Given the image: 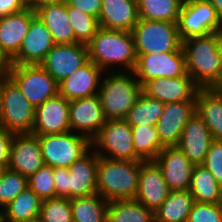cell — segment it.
<instances>
[{
	"label": "cell",
	"instance_id": "obj_31",
	"mask_svg": "<svg viewBox=\"0 0 222 222\" xmlns=\"http://www.w3.org/2000/svg\"><path fill=\"white\" fill-rule=\"evenodd\" d=\"M107 222H155L154 211L136 199L109 201Z\"/></svg>",
	"mask_w": 222,
	"mask_h": 222
},
{
	"label": "cell",
	"instance_id": "obj_2",
	"mask_svg": "<svg viewBox=\"0 0 222 222\" xmlns=\"http://www.w3.org/2000/svg\"><path fill=\"white\" fill-rule=\"evenodd\" d=\"M87 48L89 60L105 72L116 71V64L120 67L122 65L125 71H133L135 68L137 54L130 31L100 27L87 43Z\"/></svg>",
	"mask_w": 222,
	"mask_h": 222
},
{
	"label": "cell",
	"instance_id": "obj_17",
	"mask_svg": "<svg viewBox=\"0 0 222 222\" xmlns=\"http://www.w3.org/2000/svg\"><path fill=\"white\" fill-rule=\"evenodd\" d=\"M44 165L38 135L14 134L8 168L28 178Z\"/></svg>",
	"mask_w": 222,
	"mask_h": 222
},
{
	"label": "cell",
	"instance_id": "obj_35",
	"mask_svg": "<svg viewBox=\"0 0 222 222\" xmlns=\"http://www.w3.org/2000/svg\"><path fill=\"white\" fill-rule=\"evenodd\" d=\"M135 154L143 161L155 160L165 147L158 136L156 126H131Z\"/></svg>",
	"mask_w": 222,
	"mask_h": 222
},
{
	"label": "cell",
	"instance_id": "obj_46",
	"mask_svg": "<svg viewBox=\"0 0 222 222\" xmlns=\"http://www.w3.org/2000/svg\"><path fill=\"white\" fill-rule=\"evenodd\" d=\"M59 2H66V0H27V5H28V8H31L32 10H36L43 5L59 3Z\"/></svg>",
	"mask_w": 222,
	"mask_h": 222
},
{
	"label": "cell",
	"instance_id": "obj_7",
	"mask_svg": "<svg viewBox=\"0 0 222 222\" xmlns=\"http://www.w3.org/2000/svg\"><path fill=\"white\" fill-rule=\"evenodd\" d=\"M8 76L35 108L59 94L58 82L40 64H11Z\"/></svg>",
	"mask_w": 222,
	"mask_h": 222
},
{
	"label": "cell",
	"instance_id": "obj_33",
	"mask_svg": "<svg viewBox=\"0 0 222 222\" xmlns=\"http://www.w3.org/2000/svg\"><path fill=\"white\" fill-rule=\"evenodd\" d=\"M139 18L178 22L184 0H136Z\"/></svg>",
	"mask_w": 222,
	"mask_h": 222
},
{
	"label": "cell",
	"instance_id": "obj_32",
	"mask_svg": "<svg viewBox=\"0 0 222 222\" xmlns=\"http://www.w3.org/2000/svg\"><path fill=\"white\" fill-rule=\"evenodd\" d=\"M73 222H107L108 201L98 193L70 199Z\"/></svg>",
	"mask_w": 222,
	"mask_h": 222
},
{
	"label": "cell",
	"instance_id": "obj_40",
	"mask_svg": "<svg viewBox=\"0 0 222 222\" xmlns=\"http://www.w3.org/2000/svg\"><path fill=\"white\" fill-rule=\"evenodd\" d=\"M187 222H222V203L207 204L195 202Z\"/></svg>",
	"mask_w": 222,
	"mask_h": 222
},
{
	"label": "cell",
	"instance_id": "obj_39",
	"mask_svg": "<svg viewBox=\"0 0 222 222\" xmlns=\"http://www.w3.org/2000/svg\"><path fill=\"white\" fill-rule=\"evenodd\" d=\"M53 171L54 167L45 164L28 177V187L42 200L56 197Z\"/></svg>",
	"mask_w": 222,
	"mask_h": 222
},
{
	"label": "cell",
	"instance_id": "obj_42",
	"mask_svg": "<svg viewBox=\"0 0 222 222\" xmlns=\"http://www.w3.org/2000/svg\"><path fill=\"white\" fill-rule=\"evenodd\" d=\"M14 133L0 126V167H9L10 149Z\"/></svg>",
	"mask_w": 222,
	"mask_h": 222
},
{
	"label": "cell",
	"instance_id": "obj_51",
	"mask_svg": "<svg viewBox=\"0 0 222 222\" xmlns=\"http://www.w3.org/2000/svg\"><path fill=\"white\" fill-rule=\"evenodd\" d=\"M219 49H220L221 58H222V31L220 32V43H219Z\"/></svg>",
	"mask_w": 222,
	"mask_h": 222
},
{
	"label": "cell",
	"instance_id": "obj_26",
	"mask_svg": "<svg viewBox=\"0 0 222 222\" xmlns=\"http://www.w3.org/2000/svg\"><path fill=\"white\" fill-rule=\"evenodd\" d=\"M196 114L206 124L213 140H222V89L199 88Z\"/></svg>",
	"mask_w": 222,
	"mask_h": 222
},
{
	"label": "cell",
	"instance_id": "obj_29",
	"mask_svg": "<svg viewBox=\"0 0 222 222\" xmlns=\"http://www.w3.org/2000/svg\"><path fill=\"white\" fill-rule=\"evenodd\" d=\"M189 191L197 203H222V187L202 164L194 166Z\"/></svg>",
	"mask_w": 222,
	"mask_h": 222
},
{
	"label": "cell",
	"instance_id": "obj_27",
	"mask_svg": "<svg viewBox=\"0 0 222 222\" xmlns=\"http://www.w3.org/2000/svg\"><path fill=\"white\" fill-rule=\"evenodd\" d=\"M50 31L55 44L77 43L73 28L69 22L66 2L46 4L35 10Z\"/></svg>",
	"mask_w": 222,
	"mask_h": 222
},
{
	"label": "cell",
	"instance_id": "obj_4",
	"mask_svg": "<svg viewBox=\"0 0 222 222\" xmlns=\"http://www.w3.org/2000/svg\"><path fill=\"white\" fill-rule=\"evenodd\" d=\"M109 71L98 91L105 118L125 119L129 110L134 106L143 86L139 83L133 71ZM120 71V72H119Z\"/></svg>",
	"mask_w": 222,
	"mask_h": 222
},
{
	"label": "cell",
	"instance_id": "obj_14",
	"mask_svg": "<svg viewBox=\"0 0 222 222\" xmlns=\"http://www.w3.org/2000/svg\"><path fill=\"white\" fill-rule=\"evenodd\" d=\"M69 104V100L58 94L36 107L32 133L42 136L71 131Z\"/></svg>",
	"mask_w": 222,
	"mask_h": 222
},
{
	"label": "cell",
	"instance_id": "obj_9",
	"mask_svg": "<svg viewBox=\"0 0 222 222\" xmlns=\"http://www.w3.org/2000/svg\"><path fill=\"white\" fill-rule=\"evenodd\" d=\"M38 140L44 163L54 168H68L91 148L86 137L72 131L38 136Z\"/></svg>",
	"mask_w": 222,
	"mask_h": 222
},
{
	"label": "cell",
	"instance_id": "obj_36",
	"mask_svg": "<svg viewBox=\"0 0 222 222\" xmlns=\"http://www.w3.org/2000/svg\"><path fill=\"white\" fill-rule=\"evenodd\" d=\"M69 22L73 28L75 39L79 43L87 44L100 28L99 20L84 11L66 3Z\"/></svg>",
	"mask_w": 222,
	"mask_h": 222
},
{
	"label": "cell",
	"instance_id": "obj_3",
	"mask_svg": "<svg viewBox=\"0 0 222 222\" xmlns=\"http://www.w3.org/2000/svg\"><path fill=\"white\" fill-rule=\"evenodd\" d=\"M142 161L100 157L97 164V193L105 200L135 199Z\"/></svg>",
	"mask_w": 222,
	"mask_h": 222
},
{
	"label": "cell",
	"instance_id": "obj_30",
	"mask_svg": "<svg viewBox=\"0 0 222 222\" xmlns=\"http://www.w3.org/2000/svg\"><path fill=\"white\" fill-rule=\"evenodd\" d=\"M42 199L29 187L1 210V222H19L39 216Z\"/></svg>",
	"mask_w": 222,
	"mask_h": 222
},
{
	"label": "cell",
	"instance_id": "obj_15",
	"mask_svg": "<svg viewBox=\"0 0 222 222\" xmlns=\"http://www.w3.org/2000/svg\"><path fill=\"white\" fill-rule=\"evenodd\" d=\"M195 113L196 101L165 103L163 114L156 123L161 143L177 146L186 123Z\"/></svg>",
	"mask_w": 222,
	"mask_h": 222
},
{
	"label": "cell",
	"instance_id": "obj_37",
	"mask_svg": "<svg viewBox=\"0 0 222 222\" xmlns=\"http://www.w3.org/2000/svg\"><path fill=\"white\" fill-rule=\"evenodd\" d=\"M27 187L26 176L9 168L4 169L0 176V208L3 209Z\"/></svg>",
	"mask_w": 222,
	"mask_h": 222
},
{
	"label": "cell",
	"instance_id": "obj_6",
	"mask_svg": "<svg viewBox=\"0 0 222 222\" xmlns=\"http://www.w3.org/2000/svg\"><path fill=\"white\" fill-rule=\"evenodd\" d=\"M91 147L100 157L143 161L135 154L132 128L125 119L106 120Z\"/></svg>",
	"mask_w": 222,
	"mask_h": 222
},
{
	"label": "cell",
	"instance_id": "obj_25",
	"mask_svg": "<svg viewBox=\"0 0 222 222\" xmlns=\"http://www.w3.org/2000/svg\"><path fill=\"white\" fill-rule=\"evenodd\" d=\"M101 28L132 31L140 20L136 0H102Z\"/></svg>",
	"mask_w": 222,
	"mask_h": 222
},
{
	"label": "cell",
	"instance_id": "obj_18",
	"mask_svg": "<svg viewBox=\"0 0 222 222\" xmlns=\"http://www.w3.org/2000/svg\"><path fill=\"white\" fill-rule=\"evenodd\" d=\"M170 191L158 164L154 160L142 161L135 199L155 211L166 200Z\"/></svg>",
	"mask_w": 222,
	"mask_h": 222
},
{
	"label": "cell",
	"instance_id": "obj_13",
	"mask_svg": "<svg viewBox=\"0 0 222 222\" xmlns=\"http://www.w3.org/2000/svg\"><path fill=\"white\" fill-rule=\"evenodd\" d=\"M106 120L98 94L70 100L69 122L72 132H77L91 142Z\"/></svg>",
	"mask_w": 222,
	"mask_h": 222
},
{
	"label": "cell",
	"instance_id": "obj_12",
	"mask_svg": "<svg viewBox=\"0 0 222 222\" xmlns=\"http://www.w3.org/2000/svg\"><path fill=\"white\" fill-rule=\"evenodd\" d=\"M88 60L87 44H55L40 65L59 83Z\"/></svg>",
	"mask_w": 222,
	"mask_h": 222
},
{
	"label": "cell",
	"instance_id": "obj_8",
	"mask_svg": "<svg viewBox=\"0 0 222 222\" xmlns=\"http://www.w3.org/2000/svg\"><path fill=\"white\" fill-rule=\"evenodd\" d=\"M1 106L0 126L14 134L32 133L35 107L10 77L4 81L2 86Z\"/></svg>",
	"mask_w": 222,
	"mask_h": 222
},
{
	"label": "cell",
	"instance_id": "obj_49",
	"mask_svg": "<svg viewBox=\"0 0 222 222\" xmlns=\"http://www.w3.org/2000/svg\"><path fill=\"white\" fill-rule=\"evenodd\" d=\"M8 73H0V122H1V115H2V106H1V92L2 86L4 81L8 78Z\"/></svg>",
	"mask_w": 222,
	"mask_h": 222
},
{
	"label": "cell",
	"instance_id": "obj_20",
	"mask_svg": "<svg viewBox=\"0 0 222 222\" xmlns=\"http://www.w3.org/2000/svg\"><path fill=\"white\" fill-rule=\"evenodd\" d=\"M104 73L94 62L88 60L58 83L59 94L69 101L94 96L98 94Z\"/></svg>",
	"mask_w": 222,
	"mask_h": 222
},
{
	"label": "cell",
	"instance_id": "obj_22",
	"mask_svg": "<svg viewBox=\"0 0 222 222\" xmlns=\"http://www.w3.org/2000/svg\"><path fill=\"white\" fill-rule=\"evenodd\" d=\"M98 160V154L90 148L68 167L69 199L97 193Z\"/></svg>",
	"mask_w": 222,
	"mask_h": 222
},
{
	"label": "cell",
	"instance_id": "obj_48",
	"mask_svg": "<svg viewBox=\"0 0 222 222\" xmlns=\"http://www.w3.org/2000/svg\"><path fill=\"white\" fill-rule=\"evenodd\" d=\"M222 20V0H208Z\"/></svg>",
	"mask_w": 222,
	"mask_h": 222
},
{
	"label": "cell",
	"instance_id": "obj_38",
	"mask_svg": "<svg viewBox=\"0 0 222 222\" xmlns=\"http://www.w3.org/2000/svg\"><path fill=\"white\" fill-rule=\"evenodd\" d=\"M39 217L43 222H73L70 199L57 196L42 200Z\"/></svg>",
	"mask_w": 222,
	"mask_h": 222
},
{
	"label": "cell",
	"instance_id": "obj_10",
	"mask_svg": "<svg viewBox=\"0 0 222 222\" xmlns=\"http://www.w3.org/2000/svg\"><path fill=\"white\" fill-rule=\"evenodd\" d=\"M183 40L222 31V20L208 0H184L177 22Z\"/></svg>",
	"mask_w": 222,
	"mask_h": 222
},
{
	"label": "cell",
	"instance_id": "obj_52",
	"mask_svg": "<svg viewBox=\"0 0 222 222\" xmlns=\"http://www.w3.org/2000/svg\"><path fill=\"white\" fill-rule=\"evenodd\" d=\"M3 170H4V168L0 167V176H1L2 172H3Z\"/></svg>",
	"mask_w": 222,
	"mask_h": 222
},
{
	"label": "cell",
	"instance_id": "obj_24",
	"mask_svg": "<svg viewBox=\"0 0 222 222\" xmlns=\"http://www.w3.org/2000/svg\"><path fill=\"white\" fill-rule=\"evenodd\" d=\"M36 11H24L0 18V49L11 61L18 53Z\"/></svg>",
	"mask_w": 222,
	"mask_h": 222
},
{
	"label": "cell",
	"instance_id": "obj_34",
	"mask_svg": "<svg viewBox=\"0 0 222 222\" xmlns=\"http://www.w3.org/2000/svg\"><path fill=\"white\" fill-rule=\"evenodd\" d=\"M164 104L142 92L134 106L129 110L125 120L130 126H156L158 119L163 114Z\"/></svg>",
	"mask_w": 222,
	"mask_h": 222
},
{
	"label": "cell",
	"instance_id": "obj_50",
	"mask_svg": "<svg viewBox=\"0 0 222 222\" xmlns=\"http://www.w3.org/2000/svg\"><path fill=\"white\" fill-rule=\"evenodd\" d=\"M19 222H43V220L39 216H35Z\"/></svg>",
	"mask_w": 222,
	"mask_h": 222
},
{
	"label": "cell",
	"instance_id": "obj_41",
	"mask_svg": "<svg viewBox=\"0 0 222 222\" xmlns=\"http://www.w3.org/2000/svg\"><path fill=\"white\" fill-rule=\"evenodd\" d=\"M222 187V140H213L209 146L204 163Z\"/></svg>",
	"mask_w": 222,
	"mask_h": 222
},
{
	"label": "cell",
	"instance_id": "obj_45",
	"mask_svg": "<svg viewBox=\"0 0 222 222\" xmlns=\"http://www.w3.org/2000/svg\"><path fill=\"white\" fill-rule=\"evenodd\" d=\"M27 8V0H0V18L24 11Z\"/></svg>",
	"mask_w": 222,
	"mask_h": 222
},
{
	"label": "cell",
	"instance_id": "obj_16",
	"mask_svg": "<svg viewBox=\"0 0 222 222\" xmlns=\"http://www.w3.org/2000/svg\"><path fill=\"white\" fill-rule=\"evenodd\" d=\"M154 161L171 191L189 190L195 165L178 146H165Z\"/></svg>",
	"mask_w": 222,
	"mask_h": 222
},
{
	"label": "cell",
	"instance_id": "obj_47",
	"mask_svg": "<svg viewBox=\"0 0 222 222\" xmlns=\"http://www.w3.org/2000/svg\"><path fill=\"white\" fill-rule=\"evenodd\" d=\"M11 61L0 49V73H9Z\"/></svg>",
	"mask_w": 222,
	"mask_h": 222
},
{
	"label": "cell",
	"instance_id": "obj_19",
	"mask_svg": "<svg viewBox=\"0 0 222 222\" xmlns=\"http://www.w3.org/2000/svg\"><path fill=\"white\" fill-rule=\"evenodd\" d=\"M54 45L50 31L36 15L11 64H40Z\"/></svg>",
	"mask_w": 222,
	"mask_h": 222
},
{
	"label": "cell",
	"instance_id": "obj_44",
	"mask_svg": "<svg viewBox=\"0 0 222 222\" xmlns=\"http://www.w3.org/2000/svg\"><path fill=\"white\" fill-rule=\"evenodd\" d=\"M54 184L56 187V197H66L69 199L68 168H54Z\"/></svg>",
	"mask_w": 222,
	"mask_h": 222
},
{
	"label": "cell",
	"instance_id": "obj_23",
	"mask_svg": "<svg viewBox=\"0 0 222 222\" xmlns=\"http://www.w3.org/2000/svg\"><path fill=\"white\" fill-rule=\"evenodd\" d=\"M213 138L203 120L195 113L186 123L178 147L193 165L204 163Z\"/></svg>",
	"mask_w": 222,
	"mask_h": 222
},
{
	"label": "cell",
	"instance_id": "obj_28",
	"mask_svg": "<svg viewBox=\"0 0 222 222\" xmlns=\"http://www.w3.org/2000/svg\"><path fill=\"white\" fill-rule=\"evenodd\" d=\"M195 200L189 190L170 191L154 211L155 222H187Z\"/></svg>",
	"mask_w": 222,
	"mask_h": 222
},
{
	"label": "cell",
	"instance_id": "obj_43",
	"mask_svg": "<svg viewBox=\"0 0 222 222\" xmlns=\"http://www.w3.org/2000/svg\"><path fill=\"white\" fill-rule=\"evenodd\" d=\"M66 3L69 6L78 8L79 10L96 17L97 19L100 16L102 0H66Z\"/></svg>",
	"mask_w": 222,
	"mask_h": 222
},
{
	"label": "cell",
	"instance_id": "obj_1",
	"mask_svg": "<svg viewBox=\"0 0 222 222\" xmlns=\"http://www.w3.org/2000/svg\"><path fill=\"white\" fill-rule=\"evenodd\" d=\"M220 32L182 41L186 70L199 88H221Z\"/></svg>",
	"mask_w": 222,
	"mask_h": 222
},
{
	"label": "cell",
	"instance_id": "obj_21",
	"mask_svg": "<svg viewBox=\"0 0 222 222\" xmlns=\"http://www.w3.org/2000/svg\"><path fill=\"white\" fill-rule=\"evenodd\" d=\"M199 87L187 73L175 78H155L143 86V92L163 103L196 101Z\"/></svg>",
	"mask_w": 222,
	"mask_h": 222
},
{
	"label": "cell",
	"instance_id": "obj_11",
	"mask_svg": "<svg viewBox=\"0 0 222 222\" xmlns=\"http://www.w3.org/2000/svg\"><path fill=\"white\" fill-rule=\"evenodd\" d=\"M133 73L142 86L155 78L185 76L187 70L183 48L178 51L137 55Z\"/></svg>",
	"mask_w": 222,
	"mask_h": 222
},
{
	"label": "cell",
	"instance_id": "obj_5",
	"mask_svg": "<svg viewBox=\"0 0 222 222\" xmlns=\"http://www.w3.org/2000/svg\"><path fill=\"white\" fill-rule=\"evenodd\" d=\"M131 32L137 55L178 51L182 48L177 22L140 19Z\"/></svg>",
	"mask_w": 222,
	"mask_h": 222
}]
</instances>
